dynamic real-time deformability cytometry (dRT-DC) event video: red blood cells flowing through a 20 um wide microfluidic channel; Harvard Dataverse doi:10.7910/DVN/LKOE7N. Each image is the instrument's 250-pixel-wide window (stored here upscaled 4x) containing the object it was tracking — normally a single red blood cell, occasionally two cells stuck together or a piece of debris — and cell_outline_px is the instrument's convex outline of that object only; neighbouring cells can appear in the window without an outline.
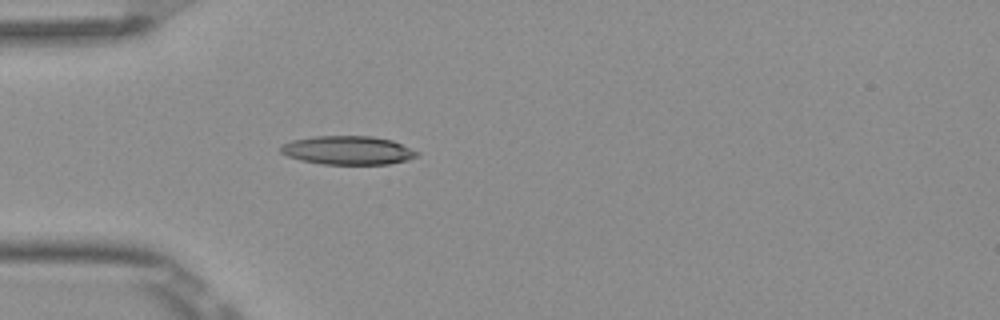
{"species": "Egyptian fruit bat (a non-hibernating species)", "species_latin": "Rousettus aegyptiacus", "temperature_condition": "room temperature", "stored_images_in_passage": 1, "camera_frame_rate_fps": 3000, "um_per_image_px": 0.085, "frame": {"image": 1, "passage_image": 1, "time_ms": 0.0, "image_size_px": [1000, 320], "cell_outline_px": [[420, 156], [408, 160], [388, 164], [320, 164], [300, 160], [288, 156], [280, 152], [280, 144], [292, 140], [316, 136], [372, 136], [392, 140], [420, 152]], "centroid_in_image_um": [29.58, 12.78], "position_along_channel_um": 55.4, "area_um2": 22.95}}